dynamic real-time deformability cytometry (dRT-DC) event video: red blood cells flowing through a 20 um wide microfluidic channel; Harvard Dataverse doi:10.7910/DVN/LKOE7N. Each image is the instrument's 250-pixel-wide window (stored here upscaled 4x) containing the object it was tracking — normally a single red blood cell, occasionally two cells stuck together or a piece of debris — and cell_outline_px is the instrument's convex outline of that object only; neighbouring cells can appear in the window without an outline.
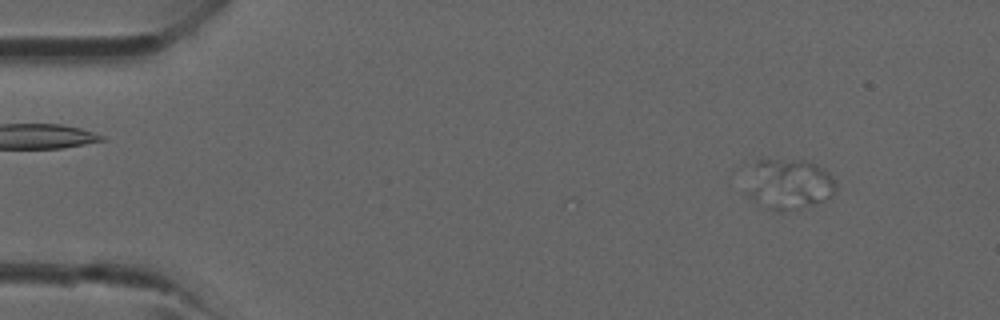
{"species": "common noctule bat (a hibernating species)", "species_latin": "Nyctalus noctula", "temperature_condition": "room temperature", "stored_images_in_passage": 2, "camera_frame_rate_fps": 3000, "um_per_image_px": 0.085, "animal": {"sex": "male", "forearm_length_mm": 52.5}, "frame": {"image": 1, "passage_image": 2, "time_ms": 1.333, "image_size_px": [1000, 320], "cell_outline_px": [[836, 188], [832, 196], [824, 200], [812, 204], [780, 212], [772, 208], [756, 164], [756, 160], [800, 160], [816, 164], [828, 172], [832, 176], [836, 184]], "centroid_in_image_um": [67.56, 15.58], "position_along_channel_um": 17.4, "area_um2": 21.85}}